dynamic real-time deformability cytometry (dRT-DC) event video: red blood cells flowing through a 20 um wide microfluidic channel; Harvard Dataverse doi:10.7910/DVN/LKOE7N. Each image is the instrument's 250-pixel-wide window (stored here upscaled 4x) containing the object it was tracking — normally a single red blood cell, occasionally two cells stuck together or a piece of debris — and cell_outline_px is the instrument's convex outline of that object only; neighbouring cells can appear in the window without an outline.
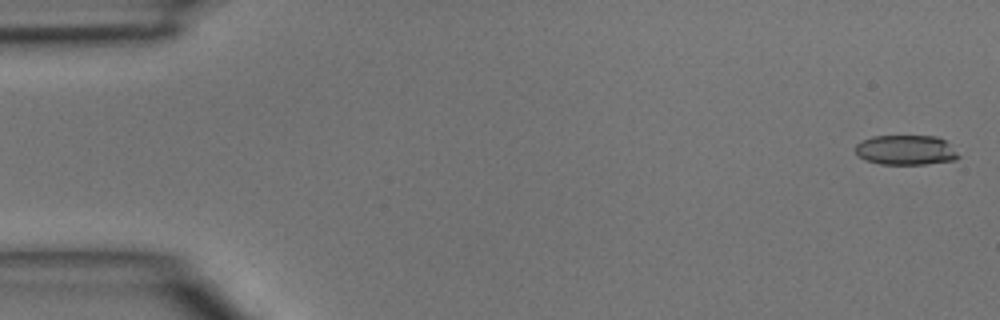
{"species": "common noctule bat (a hibernating species)", "species_latin": "Nyctalus noctula", "temperature_condition": "room temperature", "stored_images_in_passage": 47, "camera_frame_rate_fps": 3000, "um_per_image_px": 0.085, "animal": {"sex": "male", "body_mass_g": 15.6}, "frame": {"image": 1, "passage_image": 1, "time_ms": 0.0, "image_size_px": [1000, 320], "cell_outline_px": [[960, 156], [956, 160], [924, 164], [880, 164], [864, 160], [856, 152], [856, 144], [860, 140], [872, 136], [936, 136], [944, 140]], "centroid_in_image_um": [76.96, 12.75], "position_along_channel_um": 8.0, "area_um2": 17.86}}
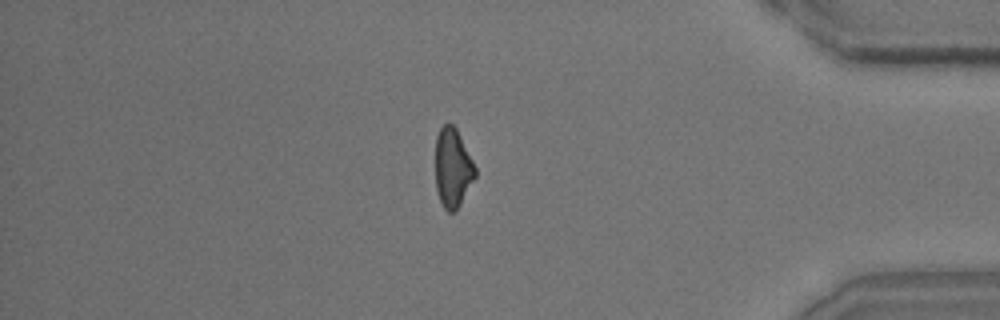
{"frame": {"image": 2, "passage_image": 40, "time_ms": 13.0, "image_size_px": [1000, 320], "cell_outline_px": [[476, 176], [456, 212], [448, 212], [444, 208], [440, 200], [436, 188], [436, 136], [440, 128], [448, 120], [456, 128], [476, 168]], "centroid_in_image_um": [38.48, 14.27], "position_along_channel_um": 396.7, "area_um2": 18.32}}
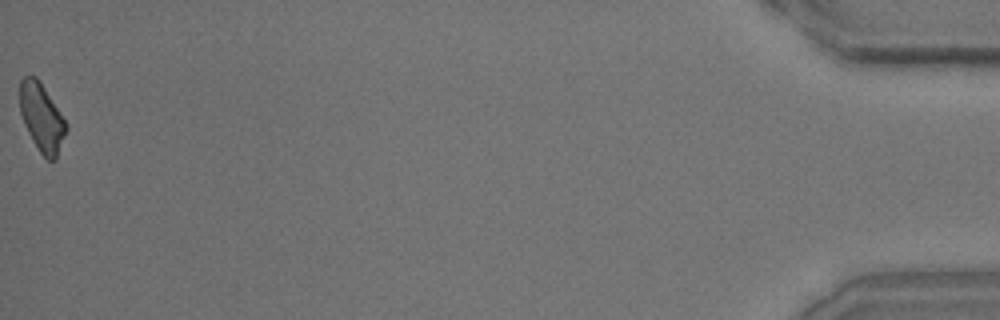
{"frame": {"image": 3, "passage_image": 47, "time_ms": 15.333, "image_size_px": [1000, 320], "cell_outline_px": [[68, 128], [56, 160], [48, 160], [40, 152], [32, 140], [24, 124], [20, 112], [20, 80], [24, 76], [36, 76], [40, 80], [68, 124]], "centroid_in_image_um": [3.56, 9.99], "position_along_channel_um": 431.6, "area_um2": 18.5}}